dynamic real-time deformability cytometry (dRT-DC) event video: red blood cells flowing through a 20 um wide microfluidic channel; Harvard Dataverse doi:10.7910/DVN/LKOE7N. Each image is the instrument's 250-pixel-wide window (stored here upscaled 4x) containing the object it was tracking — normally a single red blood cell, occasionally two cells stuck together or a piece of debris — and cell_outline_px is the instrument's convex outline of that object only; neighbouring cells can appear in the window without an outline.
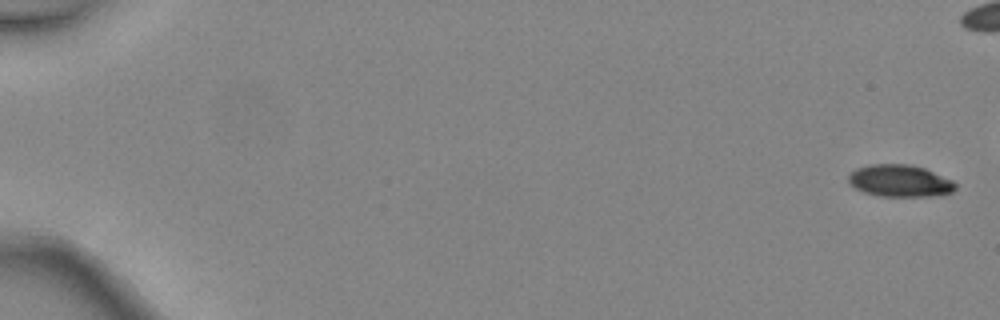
{"species": "common noctule bat (a hibernating species)", "species_latin": "Nyctalus noctula", "temperature_condition": "warm", "stored_images_in_passage": 6, "camera_frame_rate_fps": 3000, "um_per_image_px": 0.085, "animal": {"sex": "female", "body_mass_g": 24.6, "forearm_length_mm": 56.2}, "frame": {"image": 1, "passage_image": 1, "time_ms": 0.0, "image_size_px": [1000, 320], "cell_outline_px": [[956, 188], [952, 192], [932, 196], [880, 196], [864, 192], [848, 184], [848, 176], [856, 168], [868, 164], [912, 164], [924, 168], [952, 180], [956, 184]], "centroid_in_image_um": [76.46, 15.36], "position_along_channel_um": 8.5, "area_um2": 20.0}}